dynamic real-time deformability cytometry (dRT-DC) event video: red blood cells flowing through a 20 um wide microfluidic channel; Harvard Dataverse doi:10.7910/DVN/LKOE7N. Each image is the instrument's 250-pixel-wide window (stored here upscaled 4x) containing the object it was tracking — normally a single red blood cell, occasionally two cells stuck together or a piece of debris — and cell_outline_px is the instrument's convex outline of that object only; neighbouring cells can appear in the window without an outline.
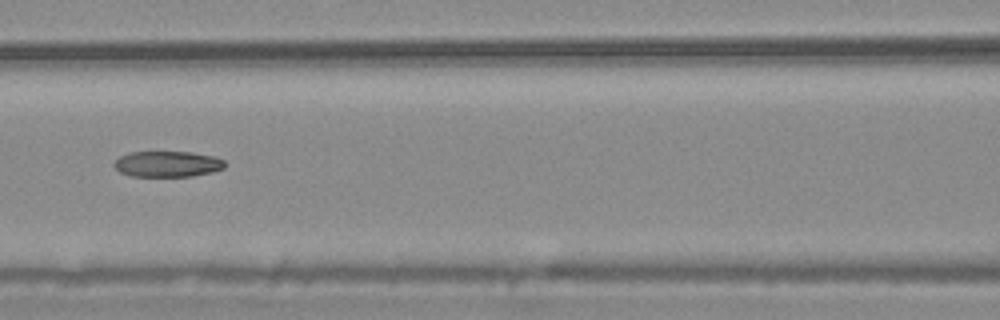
{"species": "common noctule bat (a hibernating species)", "species_latin": "Nyctalus noctula", "temperature_condition": "warm", "stored_images_in_passage": 3, "camera_frame_rate_fps": 3000, "um_per_image_px": 0.085, "animal": {"sex": "male", "body_mass_g": 20.4}, "frame": {"image": 1, "passage_image": 3, "time_ms": 0.667, "image_size_px": [1000, 320], "cell_outline_px": [[224, 168], [212, 172], [192, 176], [132, 176], [120, 172], [112, 164], [120, 156], [132, 152], [192, 152], [216, 156], [224, 160]], "centroid_in_image_um": [14.25, 13.94], "position_along_channel_um": 152.3, "area_um2": 16.65}}